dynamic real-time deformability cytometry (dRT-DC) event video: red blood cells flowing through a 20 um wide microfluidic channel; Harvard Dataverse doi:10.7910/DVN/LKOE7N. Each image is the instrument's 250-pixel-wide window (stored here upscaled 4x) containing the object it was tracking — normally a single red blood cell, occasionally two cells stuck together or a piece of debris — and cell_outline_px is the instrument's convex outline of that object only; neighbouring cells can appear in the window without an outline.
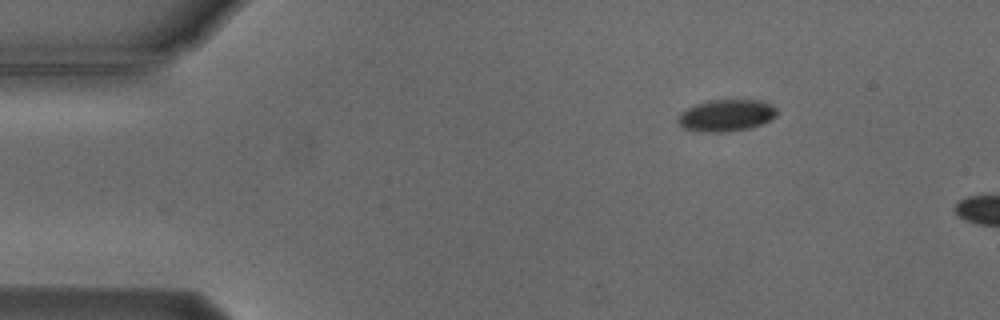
{"species": "Egyptian fruit bat (a non-hibernating species)", "species_latin": "Rousettus aegyptiacus", "temperature_condition": "cold", "stored_images_in_passage": 4, "camera_frame_rate_fps": 3000, "um_per_image_px": 0.085, "animal": {"sex": "male"}, "frame": {"image": 1, "passage_image": 1, "time_ms": 0.0, "image_size_px": [1000, 320], "cell_outline_px": [[776, 116], [760, 124], [748, 128], [728, 132], [704, 132], [684, 128], [676, 124], [676, 120], [680, 112], [696, 104], [708, 100], [760, 100], [772, 104], [776, 108]], "centroid_in_image_um": [61.69, 9.81], "position_along_channel_um": 23.3, "area_um2": 18.38}}